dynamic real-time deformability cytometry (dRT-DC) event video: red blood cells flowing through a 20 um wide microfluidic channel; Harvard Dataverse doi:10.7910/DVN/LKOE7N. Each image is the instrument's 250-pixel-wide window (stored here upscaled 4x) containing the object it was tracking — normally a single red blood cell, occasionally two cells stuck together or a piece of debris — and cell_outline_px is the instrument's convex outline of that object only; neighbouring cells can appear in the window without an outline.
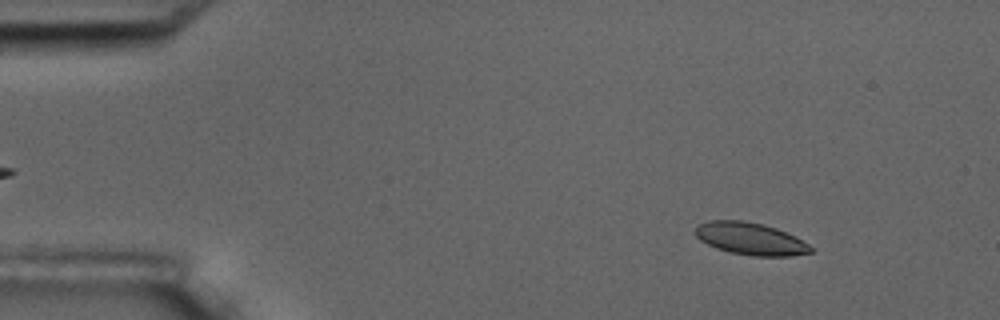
{"species": "common noctule bat (a hibernating species)", "species_latin": "Nyctalus noctula", "temperature_condition": "room temperature", "stored_images_in_passage": 5, "camera_frame_rate_fps": 3000, "um_per_image_px": 0.085, "animal": {"sex": "male", "body_mass_g": 17.5, "forearm_length_mm": 52.3}, "frame": {"image": 1, "passage_image": 2, "time_ms": 1.0, "image_size_px": [1000, 320], "cell_outline_px": [[812, 252], [792, 256], [752, 256], [728, 252], [716, 248], [700, 240], [692, 232], [700, 224], [708, 220], [740, 220], [764, 224], [776, 228], [808, 244], [812, 248]], "centroid_in_image_um": [63.73, 20.29], "position_along_channel_um": 21.3, "area_um2": 21.62}}
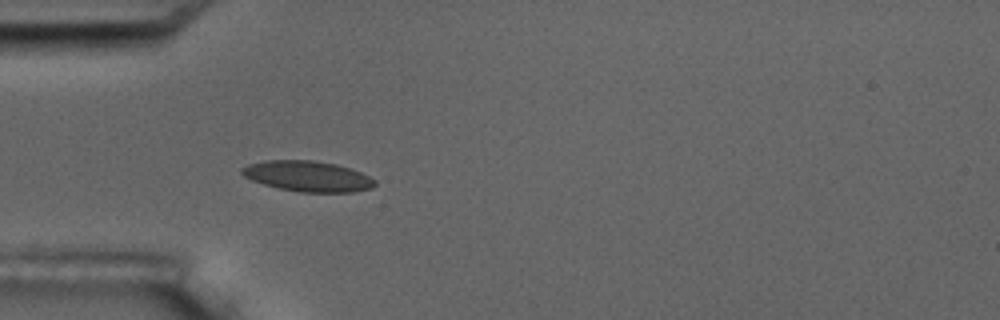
{"frame": {"image": 2, "passage_image": 5, "time_ms": 4.333, "image_size_px": [1000, 320], "cell_outline_px": [[376, 184], [372, 188], [352, 192], [300, 192], [280, 188], [264, 184], [252, 180], [244, 176], [240, 172], [240, 168], [248, 164], [268, 160], [312, 160], [336, 164], [360, 172], [376, 180]], "centroid_in_image_um": [26.15, 14.98], "position_along_channel_um": 58.9, "area_um2": 23.58}}